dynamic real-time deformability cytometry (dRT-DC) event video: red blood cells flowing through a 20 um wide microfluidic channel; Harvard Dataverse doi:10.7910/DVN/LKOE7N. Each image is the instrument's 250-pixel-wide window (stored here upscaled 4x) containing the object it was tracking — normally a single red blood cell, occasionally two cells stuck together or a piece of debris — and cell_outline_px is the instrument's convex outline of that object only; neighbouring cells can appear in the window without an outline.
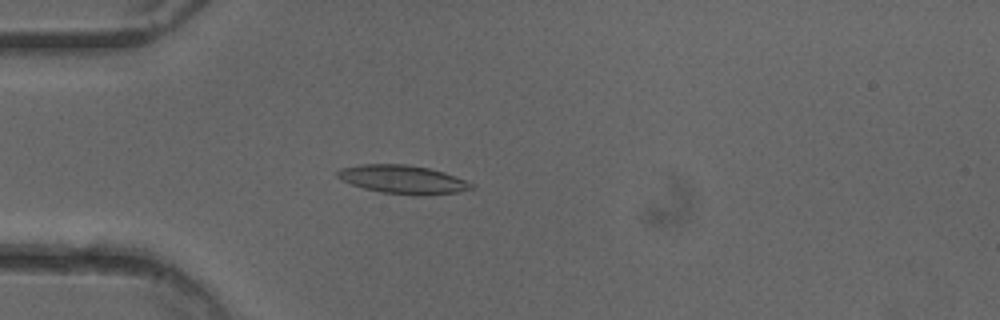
{"species": "common noctule bat (a hibernating species)", "species_latin": "Nyctalus noctula", "temperature_condition": "cold", "stored_images_in_passage": 39, "camera_frame_rate_fps": 3000, "um_per_image_px": 0.085, "animal": {"sex": "female"}, "frame": {"image": 1, "passage_image": 2, "time_ms": 0.333, "image_size_px": [1000, 320], "cell_outline_px": [[476, 188], [460, 192], [428, 196], [412, 196], [380, 192], [364, 188], [340, 180], [336, 176], [336, 172], [340, 168], [360, 164], [404, 164], [428, 168], [444, 172], [476, 184]], "centroid_in_image_um": [34.28, 15.27], "position_along_channel_um": 50.7, "area_um2": 22.72}}
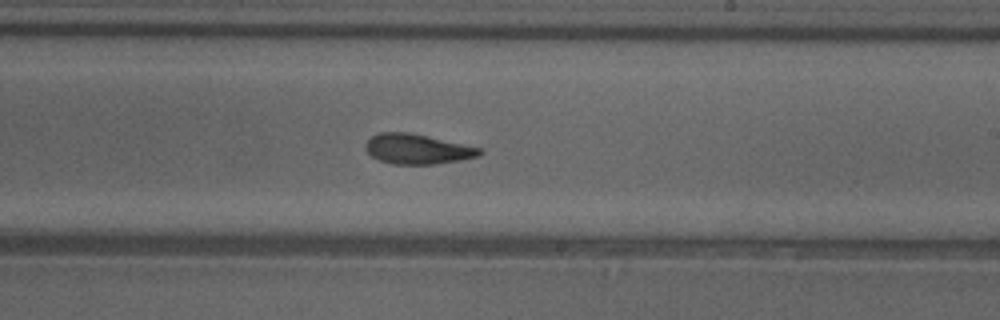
{"frame": {"image": 2, "passage_image": 18, "time_ms": 5.667, "image_size_px": [1000, 320], "cell_outline_px": [[484, 152], [480, 156], [460, 160], [432, 164], [392, 164], [380, 160], [372, 156], [364, 148], [364, 144], [376, 132], [408, 132], [480, 148]], "centroid_in_image_um": [35.44, 12.67], "position_along_channel_um": 253.6, "area_um2": 19.77}}
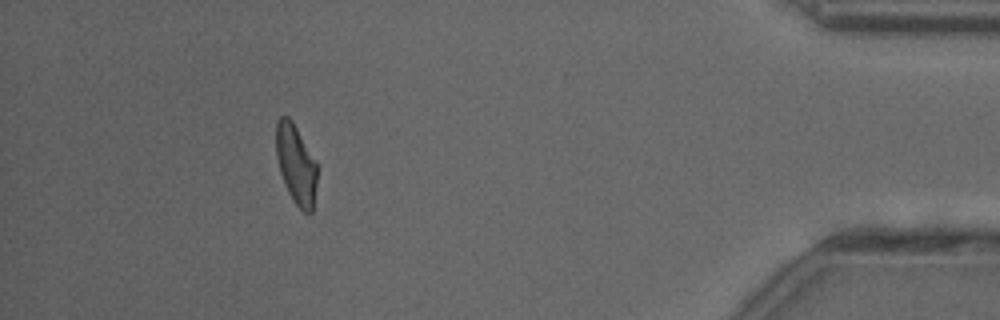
{"frame": {"image": 3, "passage_image": 34, "time_ms": 11.0, "image_size_px": [1000, 320], "cell_outline_px": [[316, 184], [312, 212], [304, 212], [292, 200], [284, 184], [280, 172], [276, 156], [276, 120], [280, 116], [288, 116], [292, 120], [316, 160]], "centroid_in_image_um": [25.14, 13.93], "position_along_channel_um": 410.1, "area_um2": 19.02}, "authors_computed_cell_mechanics": {"area_um2": 19.8832, "velocity_mm_per_s": 4.0308, "shape_relaxation_time_tau1_ms": 9.5195, "shape_relaxation_time_tau2_ms": 2.9726, "deformation_change_tau1": 0.221, "deformation_change_tau2": 0.1061}}